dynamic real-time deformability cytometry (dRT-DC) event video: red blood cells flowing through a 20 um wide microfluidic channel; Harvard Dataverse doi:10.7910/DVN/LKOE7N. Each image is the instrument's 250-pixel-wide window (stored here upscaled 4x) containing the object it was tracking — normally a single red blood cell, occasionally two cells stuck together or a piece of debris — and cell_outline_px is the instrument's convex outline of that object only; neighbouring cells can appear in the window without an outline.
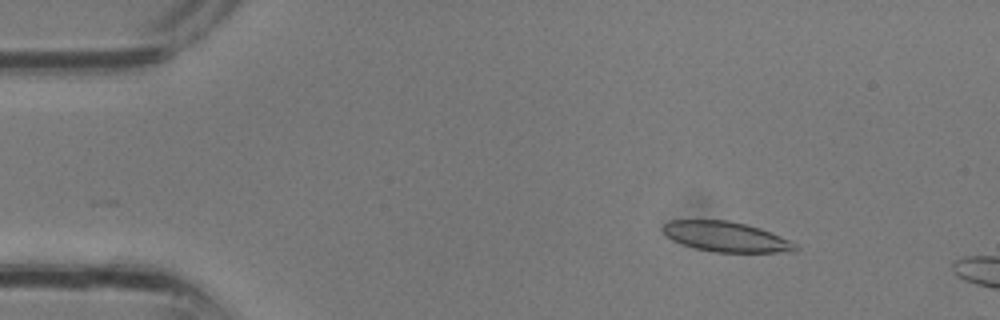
{"species": "common noctule bat (a hibernating species)", "species_latin": "Nyctalus noctula", "temperature_condition": "room temperature", "stored_images_in_passage": 7, "camera_frame_rate_fps": 3000, "um_per_image_px": 0.085, "animal": {"sex": "male", "body_mass_g": 13.3}, "frame": {"image": 1, "passage_image": 4, "time_ms": 1.0, "image_size_px": [1000, 320], "cell_outline_px": [[800, 248], [792, 252], [716, 252], [696, 248], [672, 240], [660, 228], [664, 224], [672, 220], [728, 220], [760, 228], [780, 236], [796, 244]], "centroid_in_image_um": [61.72, 20.12], "position_along_channel_um": 23.3, "area_um2": 23.0}}